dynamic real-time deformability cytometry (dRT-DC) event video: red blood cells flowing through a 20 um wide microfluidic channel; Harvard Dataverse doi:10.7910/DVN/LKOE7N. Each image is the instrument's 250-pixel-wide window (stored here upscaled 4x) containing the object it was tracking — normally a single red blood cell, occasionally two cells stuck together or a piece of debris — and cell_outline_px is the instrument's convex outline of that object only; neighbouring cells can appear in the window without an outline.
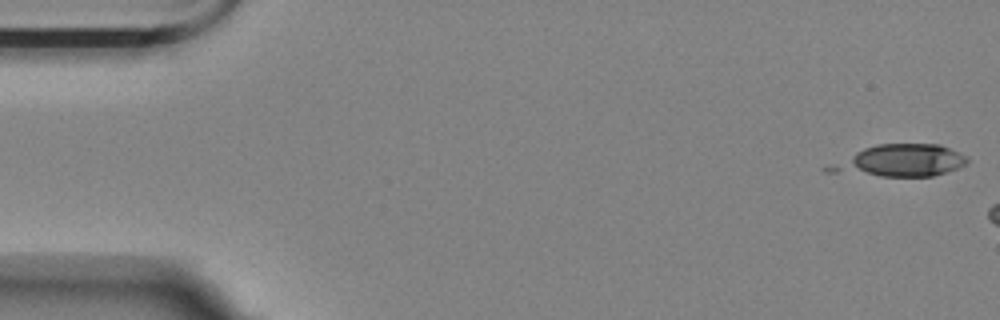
{"species": "Egyptian fruit bat (a non-hibernating species)", "species_latin": "Rousettus aegyptiacus", "temperature_condition": "room temperature", "stored_images_in_passage": 3, "camera_frame_rate_fps": 3000, "um_per_image_px": 0.085, "animal": {"sex": "female"}, "frame": {"image": 1, "passage_image": 1, "time_ms": 0.0, "image_size_px": [1000, 320], "cell_outline_px": [[968, 164], [932, 176], [880, 176], [824, 172], [820, 168], [864, 148], [876, 144], [940, 144], [960, 152], [968, 156]], "centroid_in_image_um": [76.45, 13.66], "position_along_channel_um": 8.5, "area_um2": 25.89}}